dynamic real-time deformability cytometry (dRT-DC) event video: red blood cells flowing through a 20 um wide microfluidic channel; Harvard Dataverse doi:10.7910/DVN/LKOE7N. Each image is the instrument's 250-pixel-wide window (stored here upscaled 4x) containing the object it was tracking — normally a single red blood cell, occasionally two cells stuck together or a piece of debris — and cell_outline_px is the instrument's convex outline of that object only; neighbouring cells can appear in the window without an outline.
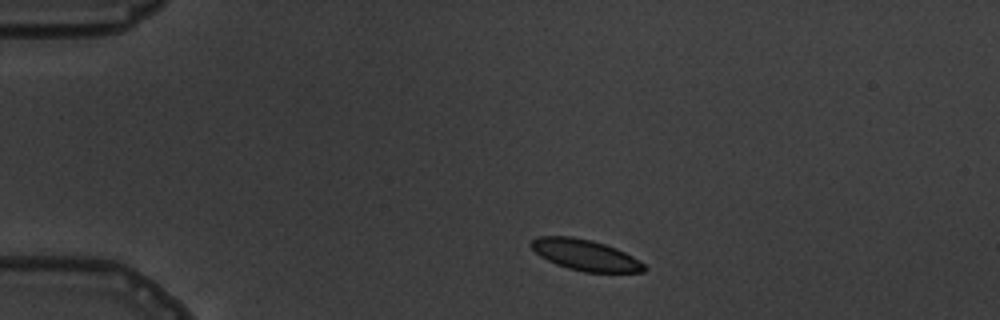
{"species": "common noctule bat (a hibernating species)", "species_latin": "Nyctalus noctula", "temperature_condition": "warm", "stored_images_in_passage": 8, "camera_frame_rate_fps": 3000, "um_per_image_px": 0.085, "animal": {"sex": "male", "body_mass_g": 19.5, "forearm_length_mm": 54.6}, "frame": {"image": 1, "passage_image": 1, "time_ms": 0.0, "image_size_px": [1000, 320], "cell_outline_px": [[648, 268], [644, 272], [584, 272], [568, 268], [556, 264], [540, 256], [528, 244], [536, 236], [572, 236], [592, 240], [616, 248], [640, 260]], "centroid_in_image_um": [49.75, 21.67], "position_along_channel_um": 35.3, "area_um2": 20.46}}